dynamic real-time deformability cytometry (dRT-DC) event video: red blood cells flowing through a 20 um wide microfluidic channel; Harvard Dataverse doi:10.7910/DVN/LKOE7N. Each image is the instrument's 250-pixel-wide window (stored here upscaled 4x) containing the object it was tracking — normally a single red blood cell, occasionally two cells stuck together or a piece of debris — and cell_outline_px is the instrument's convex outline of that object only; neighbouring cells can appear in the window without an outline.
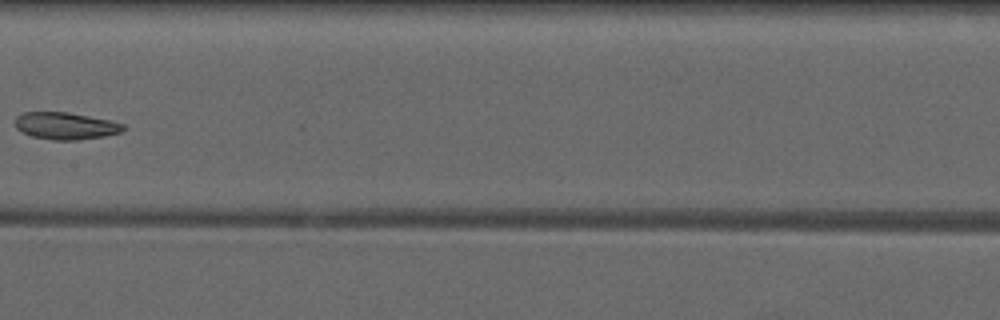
{"species": "common noctule bat (a hibernating species)", "species_latin": "Nyctalus noctula", "temperature_condition": "warm", "stored_images_in_passage": 7, "camera_frame_rate_fps": 3000, "um_per_image_px": 0.085, "animal": {"sex": "male", "forearm_length_mm": 52.5}, "frame": {"image": 1, "passage_image": 7, "time_ms": 7.0, "image_size_px": [1000, 320], "cell_outline_px": [[128, 128], [120, 132], [104, 136], [76, 140], [52, 140], [32, 136], [20, 132], [16, 128], [16, 116], [24, 112], [68, 112], [112, 120], [124, 124]], "centroid_in_image_um": [5.6, 10.69], "position_along_channel_um": 201.8, "area_um2": 17.22}}